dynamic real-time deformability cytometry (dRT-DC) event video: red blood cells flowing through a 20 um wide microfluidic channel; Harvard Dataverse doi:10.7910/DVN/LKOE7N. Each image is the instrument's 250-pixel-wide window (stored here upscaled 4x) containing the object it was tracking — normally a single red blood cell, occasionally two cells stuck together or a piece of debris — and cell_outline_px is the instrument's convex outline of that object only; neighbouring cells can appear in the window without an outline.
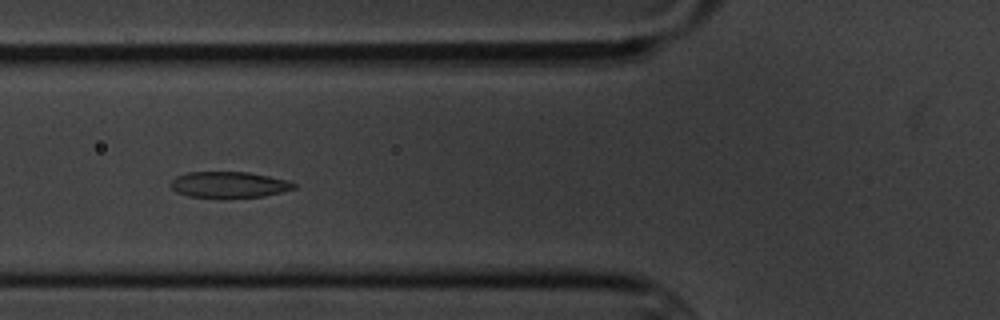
{"species": "common noctule bat (a hibernating species)", "species_latin": "Nyctalus noctula", "temperature_condition": "cold", "stored_images_in_passage": 9, "camera_frame_rate_fps": 3000, "um_per_image_px": 0.085, "animal": {"sex": "male", "body_mass_g": 20.1, "forearm_length_mm": 53.5}, "frame": {"image": 1, "passage_image": 7, "time_ms": 6.667, "image_size_px": [1000, 320], "cell_outline_px": [[296, 188], [264, 196], [224, 200], [220, 200], [188, 196], [176, 192], [168, 184], [176, 176], [188, 172], [248, 172], [288, 180], [296, 184]], "centroid_in_image_um": [19.42, 15.73], "position_along_channel_um": 106.4, "area_um2": 19.42}}
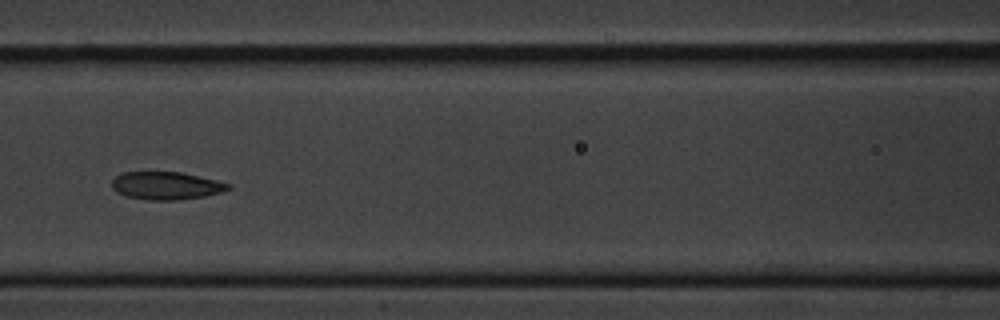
{"frame": {"image": 2, "passage_image": 8, "time_ms": 8.0, "image_size_px": [1000, 320], "cell_outline_px": [[232, 188], [224, 192], [204, 196], [176, 200], [148, 200], [128, 196], [116, 192], [112, 188], [112, 180], [120, 172], [180, 172], [216, 180], [232, 184]], "centroid_in_image_um": [14.14, 15.78], "position_along_channel_um": 152.5, "area_um2": 18.9}}
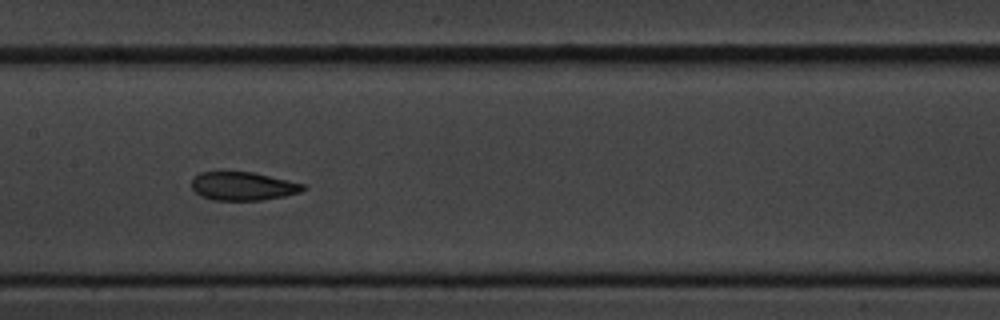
{"frame": {"image": 3, "passage_image": 9, "time_ms": 9.0, "image_size_px": [1000, 320], "cell_outline_px": [[304, 188], [300, 192], [284, 196], [260, 200], [212, 200], [200, 196], [192, 188], [192, 176], [200, 172], [252, 172], [304, 184]], "centroid_in_image_um": [20.59, 15.82], "position_along_channel_um": 186.8, "area_um2": 18.32}}